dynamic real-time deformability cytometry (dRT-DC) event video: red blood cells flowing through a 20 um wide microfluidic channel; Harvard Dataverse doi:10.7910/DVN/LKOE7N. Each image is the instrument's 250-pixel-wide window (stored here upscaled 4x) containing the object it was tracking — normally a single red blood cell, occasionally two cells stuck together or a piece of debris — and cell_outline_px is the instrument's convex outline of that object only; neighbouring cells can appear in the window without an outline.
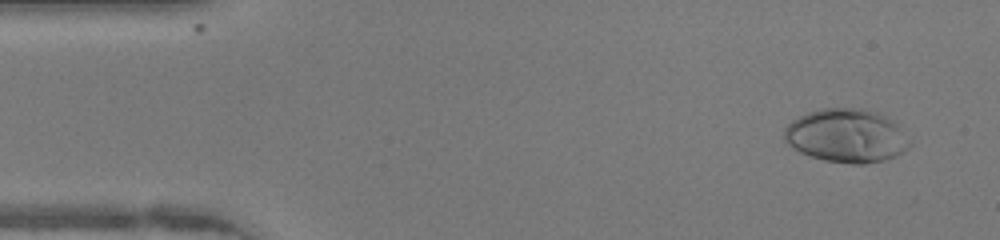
{"species": "human", "species_latin": "Homo sapiens", "temperature_condition": "warm", "stored_images_in_passage": 47, "camera_frame_rate_fps": 3000, "um_per_image_px": 0.085, "donor": {"sex": "female"}, "frame": {"image": 1, "passage_image": 3, "time_ms": 0.667, "image_size_px": [1000, 240], "cell_outline_px": [[912, 144], [908, 148], [896, 156], [884, 160], [864, 164], [852, 164], [824, 160], [800, 152], [792, 148], [784, 140], [784, 128], [792, 120], [808, 112], [820, 108], [860, 108], [876, 112], [884, 116]], "centroid_in_image_um": [71.87, 11.55], "position_along_channel_um": 13.1, "area_um2": 38.61}}
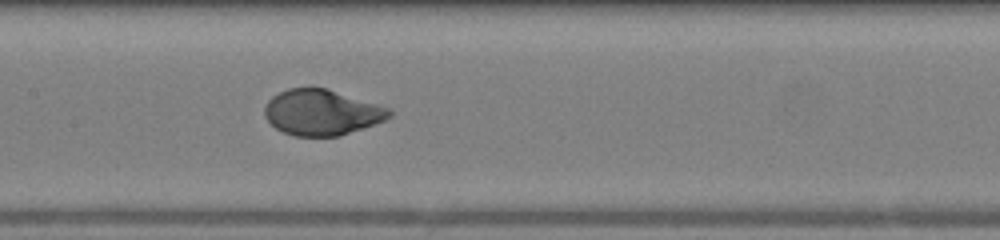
{"frame": {"image": 2, "passage_image": 22, "time_ms": 7.0, "image_size_px": [1000, 240], "cell_outline_px": [[392, 116], [384, 120], [364, 128], [340, 136], [296, 136], [284, 132], [276, 128], [264, 116], [264, 108], [268, 100], [272, 96], [288, 88], [324, 88], [392, 108]], "centroid_in_image_um": [27.36, 9.56], "position_along_channel_um": 180.0, "area_um2": 33.06}}
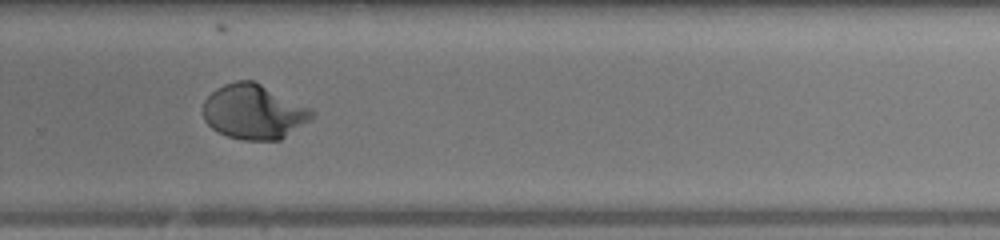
{"frame": {"image": 3, "passage_image": 31, "time_ms": 10.0, "image_size_px": [1000, 240], "cell_outline_px": [[316, 112], [308, 120], [280, 140], [244, 140], [228, 136], [216, 132], [204, 120], [204, 100], [216, 88], [224, 84], [236, 80], [252, 80], [312, 108]], "centroid_in_image_um": [21.55, 9.5], "position_along_channel_um": 308.2, "area_um2": 34.51}, "authors_computed_cell_mechanics": {"area_um2": 34.6222, "velocity_mm_per_s": 4.2973, "shape_relaxation_time_tau1_ms": 3.6317, "shape_relaxation_time_tau2_ms": null, "deformation_change_tau1": 0.2309, "deformation_change_tau2": null}}